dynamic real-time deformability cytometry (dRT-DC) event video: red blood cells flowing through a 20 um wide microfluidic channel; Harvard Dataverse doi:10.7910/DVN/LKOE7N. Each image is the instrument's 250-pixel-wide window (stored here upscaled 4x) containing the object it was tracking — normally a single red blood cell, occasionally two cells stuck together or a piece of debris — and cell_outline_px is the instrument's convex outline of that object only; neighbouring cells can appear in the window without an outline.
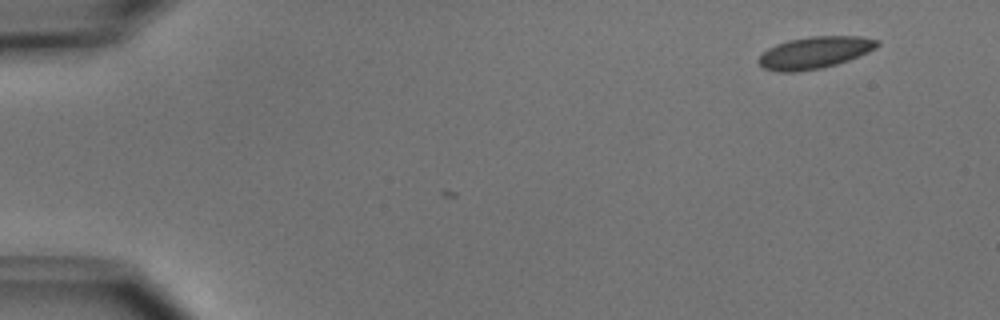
{"species": "common noctule bat (a hibernating species)", "species_latin": "Nyctalus noctula", "temperature_condition": "cold", "stored_images_in_passage": 3, "camera_frame_rate_fps": 3000, "um_per_image_px": 0.085, "animal": {"sex": "male", "body_mass_g": 15.6}, "frame": {"image": 1, "passage_image": 1, "time_ms": 0.0, "image_size_px": [1000, 320], "cell_outline_px": [[880, 44], [876, 48], [868, 52], [848, 60], [836, 64], [820, 68], [796, 72], [776, 72], [764, 68], [756, 60], [768, 48], [776, 44], [788, 40], [808, 36], [860, 36], [880, 40]], "centroid_in_image_um": [69.25, 4.46], "position_along_channel_um": 15.8, "area_um2": 22.14}}